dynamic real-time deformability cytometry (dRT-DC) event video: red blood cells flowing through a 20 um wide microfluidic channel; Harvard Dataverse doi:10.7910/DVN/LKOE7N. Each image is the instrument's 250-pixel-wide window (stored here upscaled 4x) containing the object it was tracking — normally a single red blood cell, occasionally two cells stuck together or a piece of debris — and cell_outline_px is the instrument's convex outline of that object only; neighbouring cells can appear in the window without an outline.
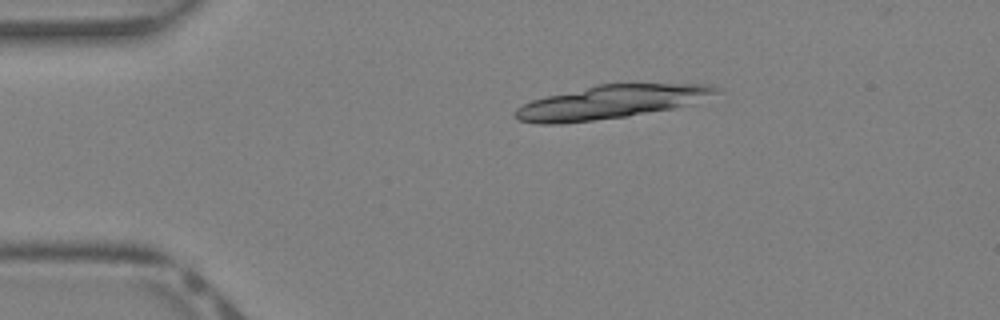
{"species": "Egyptian fruit bat (a non-hibernating species)", "species_latin": "Rousettus aegyptiacus", "temperature_condition": "warm", "stored_images_in_passage": 8, "camera_frame_rate_fps": 3000, "um_per_image_px": 0.085, "animal": {"sex": "female"}, "frame": {"image": 1, "passage_image": 1, "time_ms": 0.0, "image_size_px": [1000, 320], "cell_outline_px": [[724, 92], [672, 108], [624, 116], [560, 124], [540, 124], [520, 120], [516, 116], [516, 108], [532, 100], [596, 84], [708, 84], [720, 88]], "centroid_in_image_um": [51.93, 8.66], "position_along_channel_um": 33.1, "area_um2": 38.26}}